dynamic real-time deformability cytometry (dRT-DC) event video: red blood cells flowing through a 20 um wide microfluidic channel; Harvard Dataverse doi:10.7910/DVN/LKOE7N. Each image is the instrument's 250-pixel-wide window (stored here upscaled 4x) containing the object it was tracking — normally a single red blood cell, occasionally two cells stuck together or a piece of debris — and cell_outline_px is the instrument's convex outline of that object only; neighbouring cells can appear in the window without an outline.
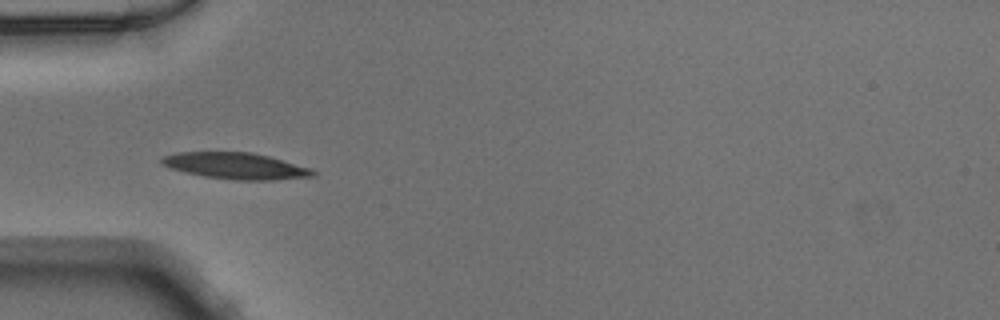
{"species": "Egyptian fruit bat (a non-hibernating species)", "species_latin": "Rousettus aegyptiacus", "temperature_condition": "warm", "stored_images_in_passage": 49, "camera_frame_rate_fps": 3000, "um_per_image_px": 0.085, "animal": {"sex": "male"}, "frame": {"image": 1, "passage_image": 15, "time_ms": 4.667, "image_size_px": [1000, 320], "cell_outline_px": [[316, 176], [272, 180], [236, 180], [204, 176], [168, 168], [160, 164], [160, 156], [176, 152], [252, 152], [268, 156], [312, 168], [316, 172]], "centroid_in_image_um": [20.0, 14.09], "position_along_channel_um": 65.0, "area_um2": 23.41}}
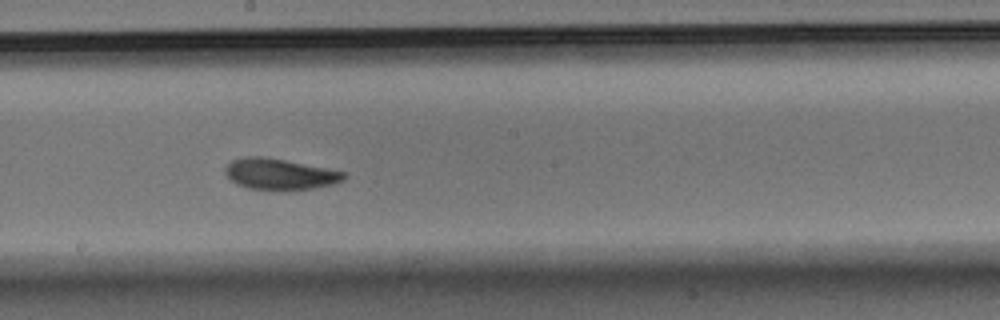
{"frame": {"image": 2, "passage_image": 27, "time_ms": 8.667, "image_size_px": [1000, 320], "cell_outline_px": [[348, 176], [344, 180], [332, 184], [312, 188], [248, 188], [236, 184], [224, 172], [224, 168], [232, 160], [244, 156], [264, 156], [328, 168], [348, 172]], "centroid_in_image_um": [23.8, 14.76], "position_along_channel_um": 224.4, "area_um2": 21.1}}
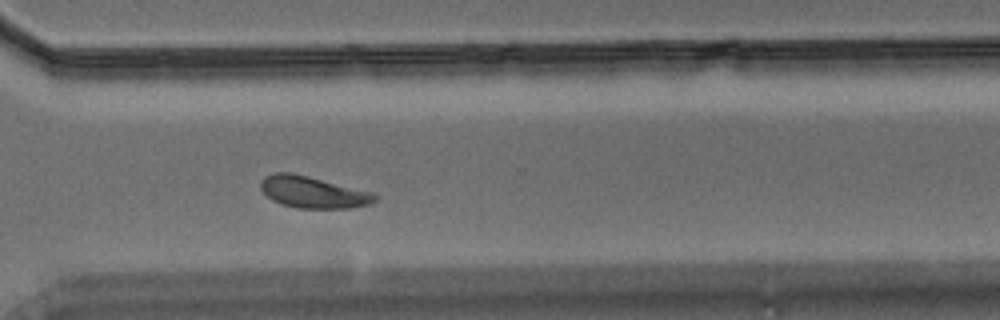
{"frame": {"image": 3, "passage_image": 36, "time_ms": 11.667, "image_size_px": [1000, 320], "cell_outline_px": [[376, 200], [372, 204], [352, 208], [296, 208], [280, 204], [272, 200], [260, 188], [260, 180], [264, 176], [272, 172], [292, 172], [376, 192]], "centroid_in_image_um": [26.62, 16.32], "position_along_channel_um": 344.0, "area_um2": 21.56}}